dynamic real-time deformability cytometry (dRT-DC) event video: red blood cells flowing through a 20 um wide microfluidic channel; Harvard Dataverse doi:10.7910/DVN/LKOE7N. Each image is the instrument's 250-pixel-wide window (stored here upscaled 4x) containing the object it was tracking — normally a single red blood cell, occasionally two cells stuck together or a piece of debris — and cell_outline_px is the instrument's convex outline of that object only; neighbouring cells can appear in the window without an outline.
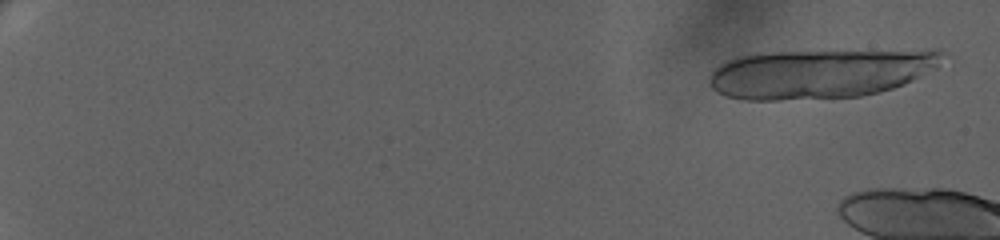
{"species": "human", "species_latin": "Homo sapiens", "temperature_condition": "warm", "stored_images_in_passage": 15, "camera_frame_rate_fps": 3000, "um_per_image_px": 0.085, "donor": {"sex": "female"}, "frame": {"image": 1, "passage_image": 3, "time_ms": 0.667, "image_size_px": [1000, 240], "cell_outline_px": [[940, 52], [936, 68], [904, 84], [880, 92], [860, 96], [780, 100], [744, 100], [724, 96], [716, 92], [712, 88], [708, 80], [708, 76], [720, 64], [728, 60], [744, 56], [776, 52]], "centroid_in_image_um": [69.52, 6.31], "position_along_channel_um": 15.5, "area_um2": 64.97}}